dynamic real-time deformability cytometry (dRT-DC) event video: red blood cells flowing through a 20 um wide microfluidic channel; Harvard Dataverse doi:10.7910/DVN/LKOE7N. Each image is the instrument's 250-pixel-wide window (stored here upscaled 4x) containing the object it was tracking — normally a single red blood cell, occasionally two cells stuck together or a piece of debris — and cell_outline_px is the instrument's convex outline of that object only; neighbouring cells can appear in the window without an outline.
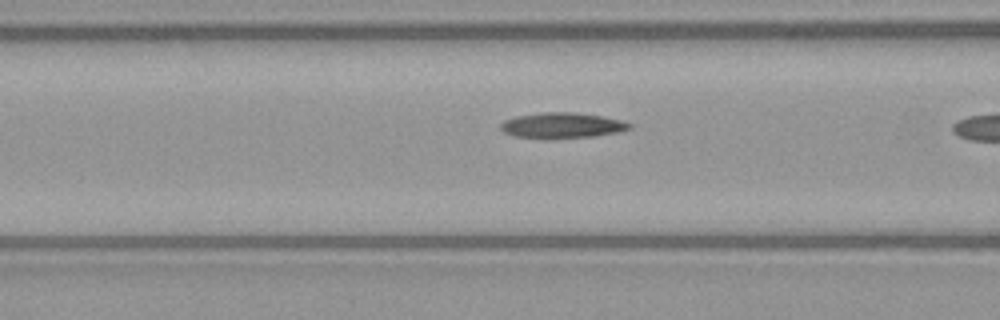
{"species": "common noctule bat (a hibernating species)", "species_latin": "Nyctalus noctula", "temperature_condition": "warm", "stored_images_in_passage": 9, "camera_frame_rate_fps": 3000, "um_per_image_px": 0.085, "animal": {"sex": "female", "body_mass_g": 21.9}, "frame": {"image": 1, "passage_image": 8, "time_ms": 2.333, "image_size_px": [1000, 320], "cell_outline_px": [[628, 124], [624, 128], [604, 132], [576, 136], [524, 136], [508, 132], [504, 128], [504, 124], [512, 120], [528, 116], [596, 116]], "centroid_in_image_um": [47.73, 10.69], "position_along_channel_um": 118.9, "area_um2": 14.45}}